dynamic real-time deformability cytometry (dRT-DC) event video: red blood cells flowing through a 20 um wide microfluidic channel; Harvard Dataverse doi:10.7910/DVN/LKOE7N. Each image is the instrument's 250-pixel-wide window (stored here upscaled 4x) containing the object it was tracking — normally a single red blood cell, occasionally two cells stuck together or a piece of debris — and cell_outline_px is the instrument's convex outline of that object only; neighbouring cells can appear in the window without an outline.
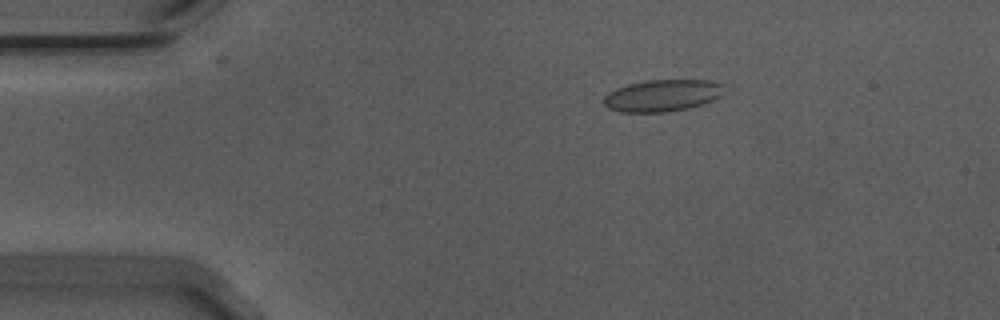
{"species": "Egyptian fruit bat (a non-hibernating species)", "species_latin": "Rousettus aegyptiacus", "temperature_condition": "warm", "stored_images_in_passage": 50, "camera_frame_rate_fps": 3000, "um_per_image_px": 0.085, "animal": {"sex": "male"}, "frame": {"image": 1, "passage_image": 4, "time_ms": 1.0, "image_size_px": [1000, 320], "cell_outline_px": [[724, 84], [720, 96], [712, 100], [688, 108], [664, 112], [620, 112], [608, 108], [604, 104], [604, 96], [608, 92], [616, 88], [628, 84], [648, 80], [708, 80]], "centroid_in_image_um": [56.26, 8.11], "position_along_channel_um": 28.7, "area_um2": 22.2}}
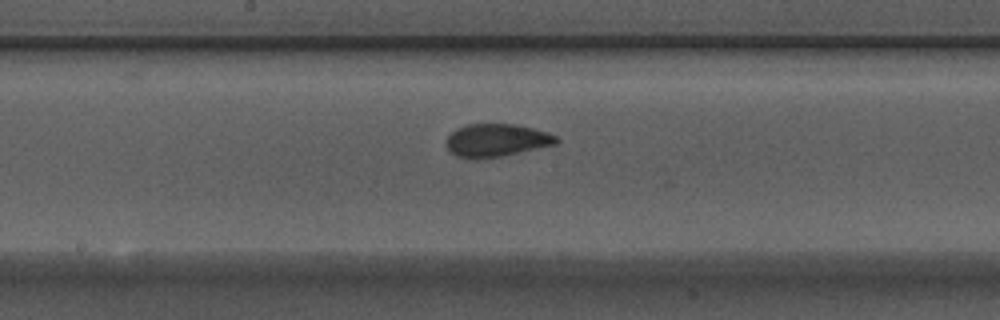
{"frame": {"image": 2, "passage_image": 23, "time_ms": 7.333, "image_size_px": [1000, 320], "cell_outline_px": [[560, 140], [556, 144], [500, 156], [456, 156], [448, 148], [448, 136], [456, 128], [468, 124], [516, 124], [548, 132], [556, 136]], "centroid_in_image_um": [42.26, 11.88], "position_along_channel_um": 205.9, "area_um2": 20.29}}
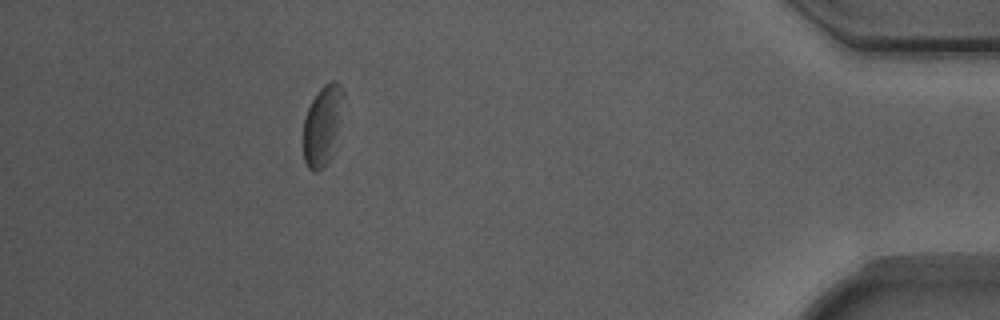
{"frame": {"image": 3, "passage_image": 44, "time_ms": 14.333, "image_size_px": [1000, 320], "cell_outline_px": [[344, 96], [332, 156], [328, 164], [324, 168], [316, 172], [312, 172], [308, 168], [304, 160], [304, 120], [308, 108], [312, 100], [320, 88], [324, 84], [332, 80], [336, 80], [340, 84], [344, 92]], "centroid_in_image_um": [27.41, 10.67], "position_along_channel_um": 407.8, "area_um2": 18.61}, "authors_computed_cell_mechanics": {"area_um2": 20.6635, "velocity_mm_per_s": 3.6876, "shape_relaxation_time_tau1_ms": null, "shape_relaxation_time_tau2_ms": 1.1352, "deformation_change_tau1": null, "deformation_change_tau2": 0.0603}}